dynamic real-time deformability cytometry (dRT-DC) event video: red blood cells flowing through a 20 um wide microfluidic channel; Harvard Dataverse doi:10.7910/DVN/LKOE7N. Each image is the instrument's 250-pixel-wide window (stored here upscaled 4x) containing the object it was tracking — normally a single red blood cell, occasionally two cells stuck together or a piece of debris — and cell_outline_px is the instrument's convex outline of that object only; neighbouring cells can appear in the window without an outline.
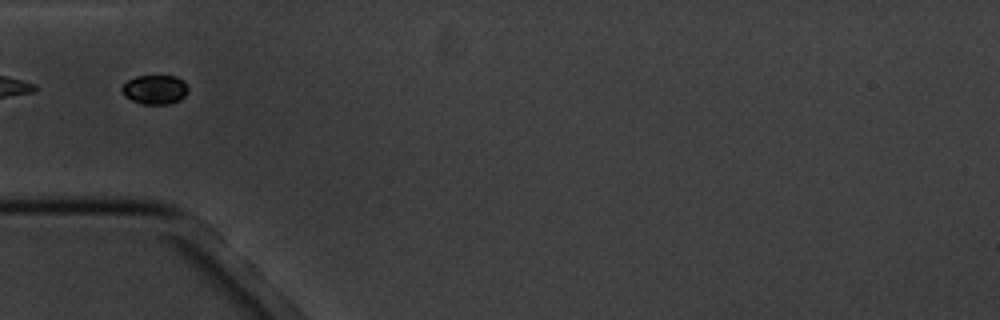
{"species": "common noctule bat (a hibernating species)", "species_latin": "Nyctalus noctula", "temperature_condition": "cold", "stored_images_in_passage": 17, "camera_frame_rate_fps": 3000, "um_per_image_px": 0.085, "animal": {"sex": "male", "body_mass_g": 20.1, "forearm_length_mm": 53.5}, "frame": {"image": 1, "passage_image": 6, "time_ms": 5.667, "image_size_px": [1000, 320], "cell_outline_px": [[188, 92], [180, 100], [168, 104], [144, 104], [132, 100], [124, 96], [120, 88], [128, 80], [136, 76], [176, 76], [184, 80], [188, 88]], "centroid_in_image_um": [13.18, 7.61], "position_along_channel_um": 71.8, "area_um2": 11.33}}
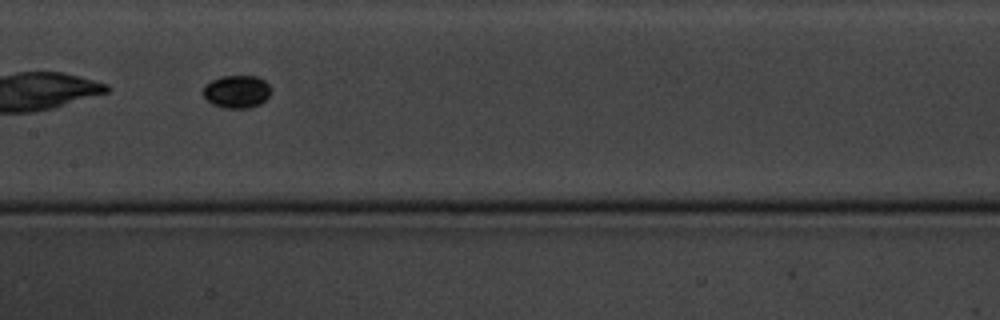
{"frame": {"image": 2, "passage_image": 9, "time_ms": 9.0, "image_size_px": [1000, 320], "cell_outline_px": [[268, 96], [260, 104], [248, 108], [224, 108], [212, 104], [204, 96], [204, 84], [220, 76], [256, 76], [264, 80], [268, 84]], "centroid_in_image_um": [20.09, 7.78], "position_along_channel_um": 187.3, "area_um2": 12.77}}
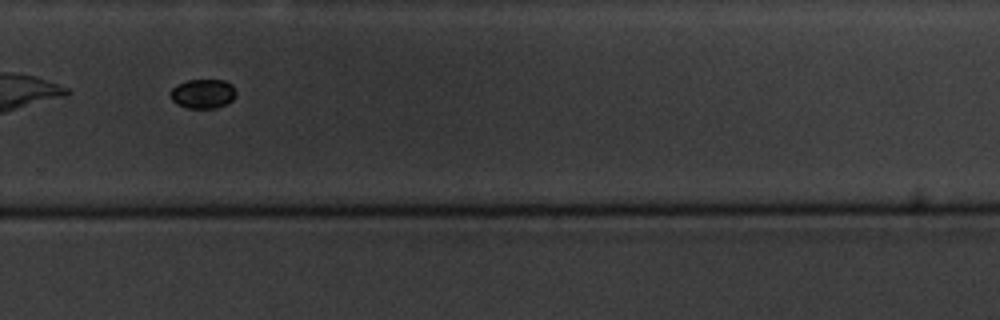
{"frame": {"image": 3, "passage_image": 12, "time_ms": 12.667, "image_size_px": [1000, 320], "cell_outline_px": [[236, 96], [232, 100], [216, 108], [188, 108], [172, 100], [168, 92], [172, 88], [188, 80], [224, 80], [232, 84], [236, 92]], "centroid_in_image_um": [17.26, 7.96], "position_along_channel_um": 312.5, "area_um2": 11.1}, "authors_computed_cell_mechanics": {"area_um2": 13.005, "velocity_mm_per_s": 3.439, "shape_relaxation_time_tau1_ms": 1.0166, "shape_relaxation_time_tau2_ms": null, "deformation_change_tau1": 0.0296, "deformation_change_tau2": null}}